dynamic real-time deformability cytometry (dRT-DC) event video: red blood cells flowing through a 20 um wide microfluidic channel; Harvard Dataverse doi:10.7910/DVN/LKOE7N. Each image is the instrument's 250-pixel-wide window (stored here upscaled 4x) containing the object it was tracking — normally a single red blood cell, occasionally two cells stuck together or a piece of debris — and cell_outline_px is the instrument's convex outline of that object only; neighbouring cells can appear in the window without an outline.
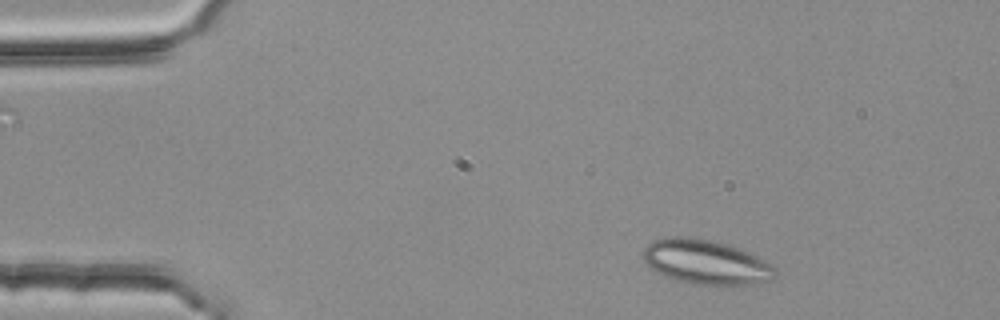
{"species": "common noctule bat (a hibernating species)", "species_latin": "Nyctalus noctula", "temperature_condition": "room temperature", "stored_images_in_passage": 2, "camera_frame_rate_fps": 3000, "um_per_image_px": 0.085, "animal": {"sex": "female", "body_mass_g": 25.1}, "frame": {"image": 1, "passage_image": 2, "time_ms": 0.333, "image_size_px": [1000, 320], "cell_outline_px": [[776, 276], [772, 280], [752, 284], [720, 288], [692, 284], [676, 280], [664, 276], [656, 272], [640, 256], [644, 248], [652, 240], [664, 236], [684, 236], [708, 240], [728, 244], [740, 248], [760, 256], [772, 264], [776, 268]], "centroid_in_image_um": [60.03, 22.3], "position_along_channel_um": 25.0, "area_um2": 35.49}}